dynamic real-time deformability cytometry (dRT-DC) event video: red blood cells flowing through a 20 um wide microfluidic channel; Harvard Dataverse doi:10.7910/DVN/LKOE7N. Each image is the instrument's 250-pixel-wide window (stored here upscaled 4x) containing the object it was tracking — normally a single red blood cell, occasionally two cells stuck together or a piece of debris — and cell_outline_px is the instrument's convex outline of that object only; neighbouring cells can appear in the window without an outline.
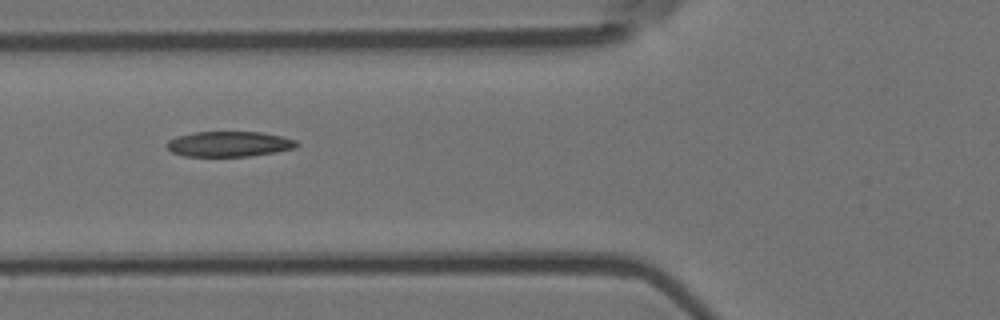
{"species": "Egyptian fruit bat (a non-hibernating species)", "species_latin": "Rousettus aegyptiacus", "temperature_condition": "room temperature", "stored_images_in_passage": 7, "camera_frame_rate_fps": 3000, "um_per_image_px": 0.085, "animal": {"sex": "female"}, "frame": {"image": 1, "passage_image": 6, "time_ms": 1.667, "image_size_px": [1000, 320], "cell_outline_px": [[300, 144], [296, 148], [276, 152], [248, 156], [184, 156], [172, 152], [168, 148], [168, 140], [176, 136], [196, 132], [260, 132], [280, 136], [296, 140]], "centroid_in_image_um": [19.5, 12.24], "position_along_channel_um": 106.3, "area_um2": 19.07}}
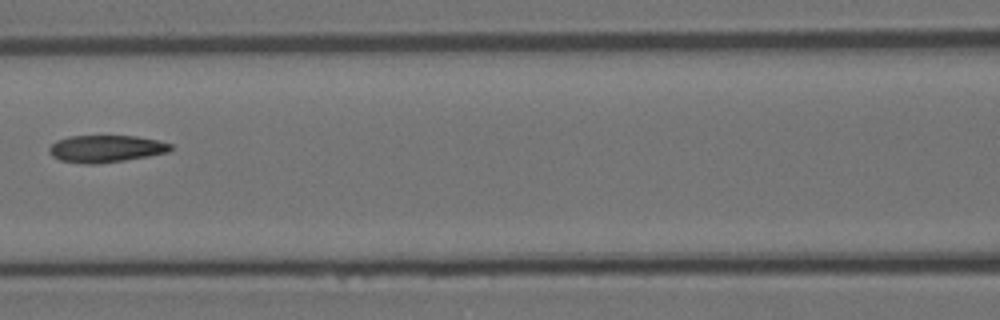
{"frame": {"image": 2, "passage_image": 7, "time_ms": 2.0, "image_size_px": [1000, 320], "cell_outline_px": [[172, 148], [168, 152], [148, 156], [124, 160], [96, 164], [84, 164], [60, 160], [52, 156], [48, 152], [48, 148], [56, 140], [68, 136], [136, 136], [156, 140], [172, 144]], "centroid_in_image_um": [8.96, 12.64], "position_along_channel_um": 157.6, "area_um2": 19.19}}